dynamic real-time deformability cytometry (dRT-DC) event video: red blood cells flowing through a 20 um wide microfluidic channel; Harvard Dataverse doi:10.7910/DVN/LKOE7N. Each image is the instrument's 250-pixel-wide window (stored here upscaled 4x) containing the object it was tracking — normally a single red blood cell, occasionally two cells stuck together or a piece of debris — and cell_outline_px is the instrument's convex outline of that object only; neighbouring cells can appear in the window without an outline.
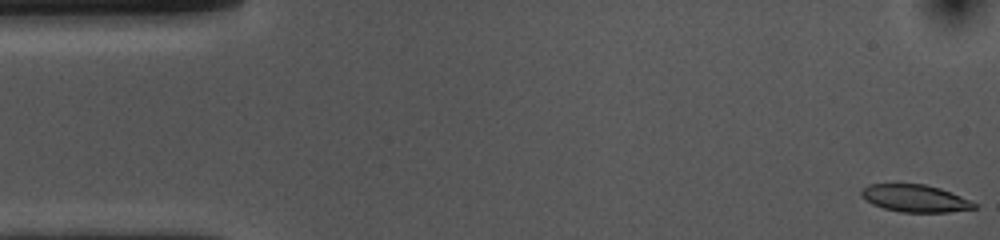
{"species": "common noctule bat (a hibernating species)", "species_latin": "Nyctalus noctula", "temperature_condition": "cold", "stored_images_in_passage": 53, "camera_frame_rate_fps": 3000, "um_per_image_px": 0.085, "animal": {"sex": "female", "body_mass_g": 10.0, "forearm_length_mm": 53.1}, "frame": {"image": 1, "passage_image": 1, "time_ms": 0.0, "image_size_px": [1000, 240], "cell_outline_px": [[976, 208], [948, 212], [900, 212], [884, 208], [872, 204], [860, 196], [860, 188], [868, 184], [924, 184], [940, 188], [960, 196], [976, 204]], "centroid_in_image_um": [77.71, 16.85], "position_along_channel_um": 7.3, "area_um2": 17.92}}
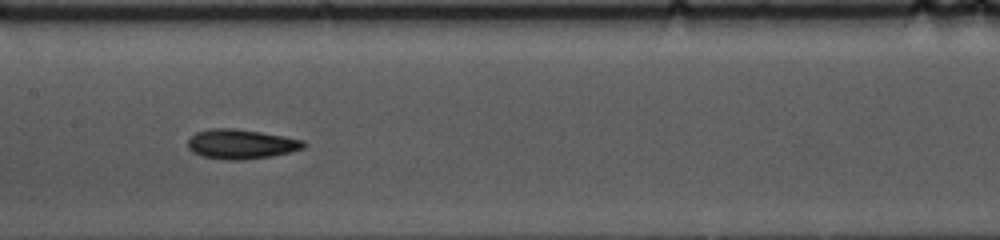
{"frame": {"image": 2, "passage_image": 25, "time_ms": 8.0, "image_size_px": [1000, 240], "cell_outline_px": [[304, 148], [292, 152], [272, 156], [240, 160], [224, 160], [200, 156], [192, 152], [188, 148], [188, 140], [196, 132], [212, 128], [232, 128], [260, 132], [284, 136], [304, 140]], "centroid_in_image_um": [20.47, 12.26], "position_along_channel_um": 186.9, "area_um2": 20.06}}
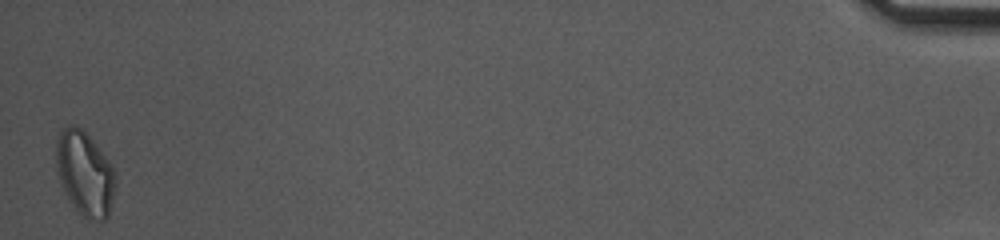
{"frame": {"image": 3, "passage_image": 53, "time_ms": 17.333, "image_size_px": [1000, 240], "cell_outline_px": [[116, 184], [108, 216], [104, 220], [88, 220], [72, 204], [56, 172], [56, 144], [60, 132], [68, 124], [76, 124], [92, 140], [112, 164], [116, 172]], "centroid_in_image_um": [7.23, 14.73], "position_along_channel_um": 428.0, "area_um2": 28.9}, "authors_computed_cell_mechanics": {"area_um2": 19.4786, "velocity_mm_per_s": 3.6546, "shape_relaxation_time_tau1_ms": 3.7451, "shape_relaxation_time_tau2_ms": 3.2189, "deformation_change_tau1": 0.1287, "deformation_change_tau2": 0.0965}}